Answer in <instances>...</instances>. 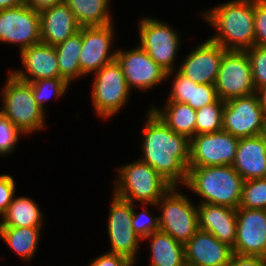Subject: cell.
Masks as SVG:
<instances>
[{
    "instance_id": "obj_1",
    "label": "cell",
    "mask_w": 266,
    "mask_h": 266,
    "mask_svg": "<svg viewBox=\"0 0 266 266\" xmlns=\"http://www.w3.org/2000/svg\"><path fill=\"white\" fill-rule=\"evenodd\" d=\"M146 116L140 160L154 168L172 186L184 185L190 160V139L174 132L151 108Z\"/></svg>"
},
{
    "instance_id": "obj_35",
    "label": "cell",
    "mask_w": 266,
    "mask_h": 266,
    "mask_svg": "<svg viewBox=\"0 0 266 266\" xmlns=\"http://www.w3.org/2000/svg\"><path fill=\"white\" fill-rule=\"evenodd\" d=\"M22 134L7 117L0 113V156L12 154Z\"/></svg>"
},
{
    "instance_id": "obj_23",
    "label": "cell",
    "mask_w": 266,
    "mask_h": 266,
    "mask_svg": "<svg viewBox=\"0 0 266 266\" xmlns=\"http://www.w3.org/2000/svg\"><path fill=\"white\" fill-rule=\"evenodd\" d=\"M174 75L173 86L167 101L186 103L193 109L199 110L205 105L214 103L218 99L215 85L197 84L189 78L182 75L178 70L166 73V78Z\"/></svg>"
},
{
    "instance_id": "obj_12",
    "label": "cell",
    "mask_w": 266,
    "mask_h": 266,
    "mask_svg": "<svg viewBox=\"0 0 266 266\" xmlns=\"http://www.w3.org/2000/svg\"><path fill=\"white\" fill-rule=\"evenodd\" d=\"M239 138L225 131L197 134L190 139L188 167L231 165L237 152Z\"/></svg>"
},
{
    "instance_id": "obj_7",
    "label": "cell",
    "mask_w": 266,
    "mask_h": 266,
    "mask_svg": "<svg viewBox=\"0 0 266 266\" xmlns=\"http://www.w3.org/2000/svg\"><path fill=\"white\" fill-rule=\"evenodd\" d=\"M91 99L94 111L108 119L120 112L132 93L117 60L102 66L94 73Z\"/></svg>"
},
{
    "instance_id": "obj_42",
    "label": "cell",
    "mask_w": 266,
    "mask_h": 266,
    "mask_svg": "<svg viewBox=\"0 0 266 266\" xmlns=\"http://www.w3.org/2000/svg\"><path fill=\"white\" fill-rule=\"evenodd\" d=\"M256 93L259 97L260 106L266 114V85L257 89Z\"/></svg>"
},
{
    "instance_id": "obj_43",
    "label": "cell",
    "mask_w": 266,
    "mask_h": 266,
    "mask_svg": "<svg viewBox=\"0 0 266 266\" xmlns=\"http://www.w3.org/2000/svg\"><path fill=\"white\" fill-rule=\"evenodd\" d=\"M260 136L266 140V114H265L264 119H263Z\"/></svg>"
},
{
    "instance_id": "obj_41",
    "label": "cell",
    "mask_w": 266,
    "mask_h": 266,
    "mask_svg": "<svg viewBox=\"0 0 266 266\" xmlns=\"http://www.w3.org/2000/svg\"><path fill=\"white\" fill-rule=\"evenodd\" d=\"M24 0H0V10L21 6Z\"/></svg>"
},
{
    "instance_id": "obj_6",
    "label": "cell",
    "mask_w": 266,
    "mask_h": 266,
    "mask_svg": "<svg viewBox=\"0 0 266 266\" xmlns=\"http://www.w3.org/2000/svg\"><path fill=\"white\" fill-rule=\"evenodd\" d=\"M150 206L161 208V214L158 216L159 230L182 244L189 241L199 230L197 204L195 205L177 186H172L155 205Z\"/></svg>"
},
{
    "instance_id": "obj_18",
    "label": "cell",
    "mask_w": 266,
    "mask_h": 266,
    "mask_svg": "<svg viewBox=\"0 0 266 266\" xmlns=\"http://www.w3.org/2000/svg\"><path fill=\"white\" fill-rule=\"evenodd\" d=\"M186 266H227L233 249L213 234L198 230L184 244Z\"/></svg>"
},
{
    "instance_id": "obj_3",
    "label": "cell",
    "mask_w": 266,
    "mask_h": 266,
    "mask_svg": "<svg viewBox=\"0 0 266 266\" xmlns=\"http://www.w3.org/2000/svg\"><path fill=\"white\" fill-rule=\"evenodd\" d=\"M244 179L231 165L188 167L183 186L202 197L198 203H211L237 209Z\"/></svg>"
},
{
    "instance_id": "obj_26",
    "label": "cell",
    "mask_w": 266,
    "mask_h": 266,
    "mask_svg": "<svg viewBox=\"0 0 266 266\" xmlns=\"http://www.w3.org/2000/svg\"><path fill=\"white\" fill-rule=\"evenodd\" d=\"M43 213L37 203L28 197H14L1 216L0 227H42Z\"/></svg>"
},
{
    "instance_id": "obj_8",
    "label": "cell",
    "mask_w": 266,
    "mask_h": 266,
    "mask_svg": "<svg viewBox=\"0 0 266 266\" xmlns=\"http://www.w3.org/2000/svg\"><path fill=\"white\" fill-rule=\"evenodd\" d=\"M138 23L139 45L166 72L176 70L174 64L182 42L177 31L152 17L141 18Z\"/></svg>"
},
{
    "instance_id": "obj_15",
    "label": "cell",
    "mask_w": 266,
    "mask_h": 266,
    "mask_svg": "<svg viewBox=\"0 0 266 266\" xmlns=\"http://www.w3.org/2000/svg\"><path fill=\"white\" fill-rule=\"evenodd\" d=\"M113 27V23L82 27V48L79 56L82 77L96 73L102 66L116 60V50L111 51L115 35Z\"/></svg>"
},
{
    "instance_id": "obj_21",
    "label": "cell",
    "mask_w": 266,
    "mask_h": 266,
    "mask_svg": "<svg viewBox=\"0 0 266 266\" xmlns=\"http://www.w3.org/2000/svg\"><path fill=\"white\" fill-rule=\"evenodd\" d=\"M199 229L213 234L219 241L233 247L236 241V209L211 203H198Z\"/></svg>"
},
{
    "instance_id": "obj_28",
    "label": "cell",
    "mask_w": 266,
    "mask_h": 266,
    "mask_svg": "<svg viewBox=\"0 0 266 266\" xmlns=\"http://www.w3.org/2000/svg\"><path fill=\"white\" fill-rule=\"evenodd\" d=\"M81 48L82 27H80L79 32L54 47L57 53L60 76L69 84L79 77L82 78V71L79 64Z\"/></svg>"
},
{
    "instance_id": "obj_16",
    "label": "cell",
    "mask_w": 266,
    "mask_h": 266,
    "mask_svg": "<svg viewBox=\"0 0 266 266\" xmlns=\"http://www.w3.org/2000/svg\"><path fill=\"white\" fill-rule=\"evenodd\" d=\"M236 217L233 253L266 258V210L238 207Z\"/></svg>"
},
{
    "instance_id": "obj_11",
    "label": "cell",
    "mask_w": 266,
    "mask_h": 266,
    "mask_svg": "<svg viewBox=\"0 0 266 266\" xmlns=\"http://www.w3.org/2000/svg\"><path fill=\"white\" fill-rule=\"evenodd\" d=\"M14 44L19 52L42 42L40 14L27 4L0 10V43Z\"/></svg>"
},
{
    "instance_id": "obj_24",
    "label": "cell",
    "mask_w": 266,
    "mask_h": 266,
    "mask_svg": "<svg viewBox=\"0 0 266 266\" xmlns=\"http://www.w3.org/2000/svg\"><path fill=\"white\" fill-rule=\"evenodd\" d=\"M150 240V266H186L184 244L171 235L156 231L145 240Z\"/></svg>"
},
{
    "instance_id": "obj_32",
    "label": "cell",
    "mask_w": 266,
    "mask_h": 266,
    "mask_svg": "<svg viewBox=\"0 0 266 266\" xmlns=\"http://www.w3.org/2000/svg\"><path fill=\"white\" fill-rule=\"evenodd\" d=\"M239 207L266 210V178L244 181Z\"/></svg>"
},
{
    "instance_id": "obj_14",
    "label": "cell",
    "mask_w": 266,
    "mask_h": 266,
    "mask_svg": "<svg viewBox=\"0 0 266 266\" xmlns=\"http://www.w3.org/2000/svg\"><path fill=\"white\" fill-rule=\"evenodd\" d=\"M116 52V60L131 91L136 88L150 90L166 81L167 72L140 45L127 51L117 48Z\"/></svg>"
},
{
    "instance_id": "obj_37",
    "label": "cell",
    "mask_w": 266,
    "mask_h": 266,
    "mask_svg": "<svg viewBox=\"0 0 266 266\" xmlns=\"http://www.w3.org/2000/svg\"><path fill=\"white\" fill-rule=\"evenodd\" d=\"M16 183L13 176L0 175V217L7 211L9 204L15 197Z\"/></svg>"
},
{
    "instance_id": "obj_5",
    "label": "cell",
    "mask_w": 266,
    "mask_h": 266,
    "mask_svg": "<svg viewBox=\"0 0 266 266\" xmlns=\"http://www.w3.org/2000/svg\"><path fill=\"white\" fill-rule=\"evenodd\" d=\"M2 90L0 113L22 133L28 135L45 129L46 113L34 99L31 84L16 78L11 72Z\"/></svg>"
},
{
    "instance_id": "obj_40",
    "label": "cell",
    "mask_w": 266,
    "mask_h": 266,
    "mask_svg": "<svg viewBox=\"0 0 266 266\" xmlns=\"http://www.w3.org/2000/svg\"><path fill=\"white\" fill-rule=\"evenodd\" d=\"M64 0H24V3L38 12L50 8Z\"/></svg>"
},
{
    "instance_id": "obj_4",
    "label": "cell",
    "mask_w": 266,
    "mask_h": 266,
    "mask_svg": "<svg viewBox=\"0 0 266 266\" xmlns=\"http://www.w3.org/2000/svg\"><path fill=\"white\" fill-rule=\"evenodd\" d=\"M114 195L134 202L155 205L172 187V185L155 171L149 164L138 159L135 162L117 168Z\"/></svg>"
},
{
    "instance_id": "obj_20",
    "label": "cell",
    "mask_w": 266,
    "mask_h": 266,
    "mask_svg": "<svg viewBox=\"0 0 266 266\" xmlns=\"http://www.w3.org/2000/svg\"><path fill=\"white\" fill-rule=\"evenodd\" d=\"M41 40L53 47L73 36L80 30L74 13L63 1L39 12Z\"/></svg>"
},
{
    "instance_id": "obj_38",
    "label": "cell",
    "mask_w": 266,
    "mask_h": 266,
    "mask_svg": "<svg viewBox=\"0 0 266 266\" xmlns=\"http://www.w3.org/2000/svg\"><path fill=\"white\" fill-rule=\"evenodd\" d=\"M89 266H134V263L124 256L106 252L94 258Z\"/></svg>"
},
{
    "instance_id": "obj_10",
    "label": "cell",
    "mask_w": 266,
    "mask_h": 266,
    "mask_svg": "<svg viewBox=\"0 0 266 266\" xmlns=\"http://www.w3.org/2000/svg\"><path fill=\"white\" fill-rule=\"evenodd\" d=\"M132 217L133 203L113 194L107 224L109 252L124 256L135 264L142 239L132 227Z\"/></svg>"
},
{
    "instance_id": "obj_27",
    "label": "cell",
    "mask_w": 266,
    "mask_h": 266,
    "mask_svg": "<svg viewBox=\"0 0 266 266\" xmlns=\"http://www.w3.org/2000/svg\"><path fill=\"white\" fill-rule=\"evenodd\" d=\"M42 227H0V238L24 261L32 259Z\"/></svg>"
},
{
    "instance_id": "obj_29",
    "label": "cell",
    "mask_w": 266,
    "mask_h": 266,
    "mask_svg": "<svg viewBox=\"0 0 266 266\" xmlns=\"http://www.w3.org/2000/svg\"><path fill=\"white\" fill-rule=\"evenodd\" d=\"M74 13L77 23L83 26H105L112 24L109 11L110 0H64Z\"/></svg>"
},
{
    "instance_id": "obj_31",
    "label": "cell",
    "mask_w": 266,
    "mask_h": 266,
    "mask_svg": "<svg viewBox=\"0 0 266 266\" xmlns=\"http://www.w3.org/2000/svg\"><path fill=\"white\" fill-rule=\"evenodd\" d=\"M31 84L34 99L39 107L45 112V102L50 99L51 96L55 98L63 97V94L67 92L68 87L71 85L62 77L45 78L29 82Z\"/></svg>"
},
{
    "instance_id": "obj_36",
    "label": "cell",
    "mask_w": 266,
    "mask_h": 266,
    "mask_svg": "<svg viewBox=\"0 0 266 266\" xmlns=\"http://www.w3.org/2000/svg\"><path fill=\"white\" fill-rule=\"evenodd\" d=\"M255 45L266 46V0H254Z\"/></svg>"
},
{
    "instance_id": "obj_9",
    "label": "cell",
    "mask_w": 266,
    "mask_h": 266,
    "mask_svg": "<svg viewBox=\"0 0 266 266\" xmlns=\"http://www.w3.org/2000/svg\"><path fill=\"white\" fill-rule=\"evenodd\" d=\"M215 87L218 98L224 102L256 92L246 51H225Z\"/></svg>"
},
{
    "instance_id": "obj_33",
    "label": "cell",
    "mask_w": 266,
    "mask_h": 266,
    "mask_svg": "<svg viewBox=\"0 0 266 266\" xmlns=\"http://www.w3.org/2000/svg\"><path fill=\"white\" fill-rule=\"evenodd\" d=\"M250 60L252 80L255 90L266 85V46H256L245 50Z\"/></svg>"
},
{
    "instance_id": "obj_22",
    "label": "cell",
    "mask_w": 266,
    "mask_h": 266,
    "mask_svg": "<svg viewBox=\"0 0 266 266\" xmlns=\"http://www.w3.org/2000/svg\"><path fill=\"white\" fill-rule=\"evenodd\" d=\"M266 140L260 135L239 138L232 167L244 180L264 178Z\"/></svg>"
},
{
    "instance_id": "obj_44",
    "label": "cell",
    "mask_w": 266,
    "mask_h": 266,
    "mask_svg": "<svg viewBox=\"0 0 266 266\" xmlns=\"http://www.w3.org/2000/svg\"><path fill=\"white\" fill-rule=\"evenodd\" d=\"M264 178H266V163H265V173H264Z\"/></svg>"
},
{
    "instance_id": "obj_19",
    "label": "cell",
    "mask_w": 266,
    "mask_h": 266,
    "mask_svg": "<svg viewBox=\"0 0 266 266\" xmlns=\"http://www.w3.org/2000/svg\"><path fill=\"white\" fill-rule=\"evenodd\" d=\"M22 65L21 70H10L16 78L33 82L45 78L61 77L57 63V53L53 46L40 42L27 47L20 52Z\"/></svg>"
},
{
    "instance_id": "obj_25",
    "label": "cell",
    "mask_w": 266,
    "mask_h": 266,
    "mask_svg": "<svg viewBox=\"0 0 266 266\" xmlns=\"http://www.w3.org/2000/svg\"><path fill=\"white\" fill-rule=\"evenodd\" d=\"M164 108L151 106L162 121L177 134L189 139L195 136L196 110L186 103L166 101Z\"/></svg>"
},
{
    "instance_id": "obj_13",
    "label": "cell",
    "mask_w": 266,
    "mask_h": 266,
    "mask_svg": "<svg viewBox=\"0 0 266 266\" xmlns=\"http://www.w3.org/2000/svg\"><path fill=\"white\" fill-rule=\"evenodd\" d=\"M264 116L256 92L230 99L225 102L222 130L237 138L258 136Z\"/></svg>"
},
{
    "instance_id": "obj_39",
    "label": "cell",
    "mask_w": 266,
    "mask_h": 266,
    "mask_svg": "<svg viewBox=\"0 0 266 266\" xmlns=\"http://www.w3.org/2000/svg\"><path fill=\"white\" fill-rule=\"evenodd\" d=\"M227 266H266V258L234 253Z\"/></svg>"
},
{
    "instance_id": "obj_30",
    "label": "cell",
    "mask_w": 266,
    "mask_h": 266,
    "mask_svg": "<svg viewBox=\"0 0 266 266\" xmlns=\"http://www.w3.org/2000/svg\"><path fill=\"white\" fill-rule=\"evenodd\" d=\"M225 102L219 98L196 110L195 135L222 131Z\"/></svg>"
},
{
    "instance_id": "obj_34",
    "label": "cell",
    "mask_w": 266,
    "mask_h": 266,
    "mask_svg": "<svg viewBox=\"0 0 266 266\" xmlns=\"http://www.w3.org/2000/svg\"><path fill=\"white\" fill-rule=\"evenodd\" d=\"M133 204L132 227L135 233L142 239V242L152 233L159 231V218L148 212V206L143 207V212H136Z\"/></svg>"
},
{
    "instance_id": "obj_17",
    "label": "cell",
    "mask_w": 266,
    "mask_h": 266,
    "mask_svg": "<svg viewBox=\"0 0 266 266\" xmlns=\"http://www.w3.org/2000/svg\"><path fill=\"white\" fill-rule=\"evenodd\" d=\"M225 51L208 38L188 53L177 70L197 84L215 85Z\"/></svg>"
},
{
    "instance_id": "obj_2",
    "label": "cell",
    "mask_w": 266,
    "mask_h": 266,
    "mask_svg": "<svg viewBox=\"0 0 266 266\" xmlns=\"http://www.w3.org/2000/svg\"><path fill=\"white\" fill-rule=\"evenodd\" d=\"M201 16L217 32L209 39L224 49L245 51L255 45L254 0H230Z\"/></svg>"
}]
</instances>
